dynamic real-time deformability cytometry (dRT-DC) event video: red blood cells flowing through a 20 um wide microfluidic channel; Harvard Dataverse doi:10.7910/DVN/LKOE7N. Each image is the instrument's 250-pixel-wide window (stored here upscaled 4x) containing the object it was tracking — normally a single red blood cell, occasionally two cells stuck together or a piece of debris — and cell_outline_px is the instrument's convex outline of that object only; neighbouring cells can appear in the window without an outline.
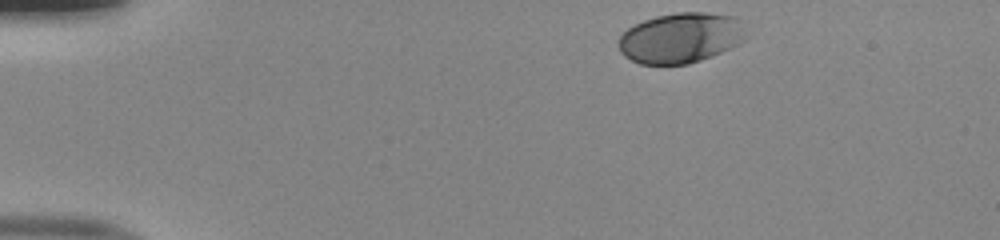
{"species": "human", "species_latin": "Homo sapiens", "temperature_condition": "room temperature", "stored_images_in_passage": 36, "camera_frame_rate_fps": 3000, "um_per_image_px": 0.085, "donor": {"sex": "male"}, "frame": {"image": 1, "passage_image": 1, "time_ms": 0.0, "image_size_px": [1000, 240], "cell_outline_px": [[748, 36], [740, 44], [712, 56], [688, 64], [640, 64], [624, 56], [620, 52], [616, 44], [620, 36], [628, 28], [644, 20], [656, 16], [676, 12], [704, 12], [736, 16], [740, 20]], "centroid_in_image_um": [57.88, 3.21], "position_along_channel_um": 27.1, "area_um2": 37.74}}
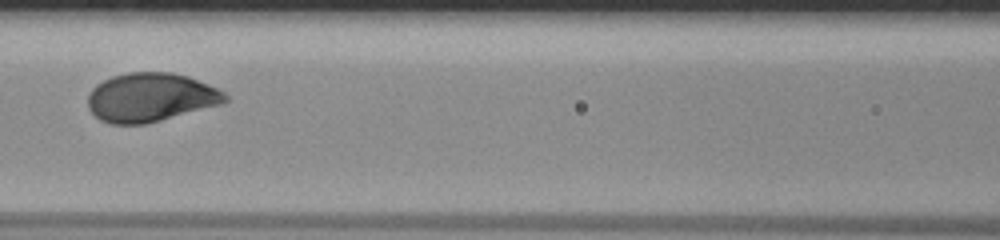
{"frame": {"image": 2, "passage_image": 17, "time_ms": 5.333, "image_size_px": [1000, 240], "cell_outline_px": [[228, 100], [224, 104], [144, 124], [112, 124], [100, 120], [88, 108], [88, 92], [96, 84], [112, 76], [128, 72], [172, 72], [188, 76], [208, 84], [224, 92], [228, 96]], "centroid_in_image_um": [12.8, 8.27], "position_along_channel_um": 153.8, "area_um2": 39.19}}
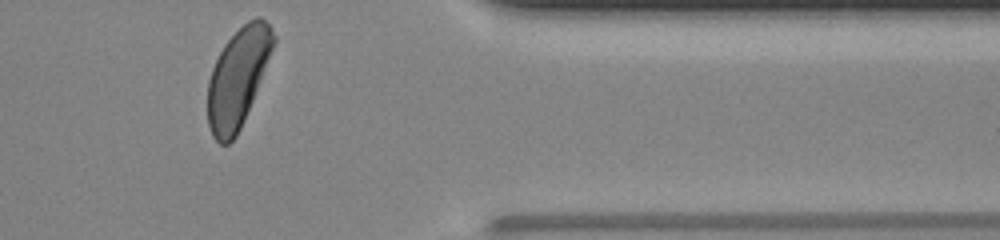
{"frame": {"image": 3, "passage_image": 36, "time_ms": 11.667, "image_size_px": [1000, 240], "cell_outline_px": [[276, 40], [252, 100], [240, 128], [236, 136], [228, 144], [220, 144], [212, 136], [208, 124], [208, 80], [212, 68], [224, 44], [248, 20], [256, 16], [260, 16], [272, 28], [276, 36]], "centroid_in_image_um": [20.21, 6.59], "position_along_channel_um": 391.2, "area_um2": 37.22}, "authors_computed_cell_mechanics": {"area_um2": 37.9746, "velocity_mm_per_s": 3.9723, "shape_relaxation_time_tau1_ms": 2.1029, "shape_relaxation_time_tau2_ms": null, "deformation_change_tau1": 0.1477, "deformation_change_tau2": null}}